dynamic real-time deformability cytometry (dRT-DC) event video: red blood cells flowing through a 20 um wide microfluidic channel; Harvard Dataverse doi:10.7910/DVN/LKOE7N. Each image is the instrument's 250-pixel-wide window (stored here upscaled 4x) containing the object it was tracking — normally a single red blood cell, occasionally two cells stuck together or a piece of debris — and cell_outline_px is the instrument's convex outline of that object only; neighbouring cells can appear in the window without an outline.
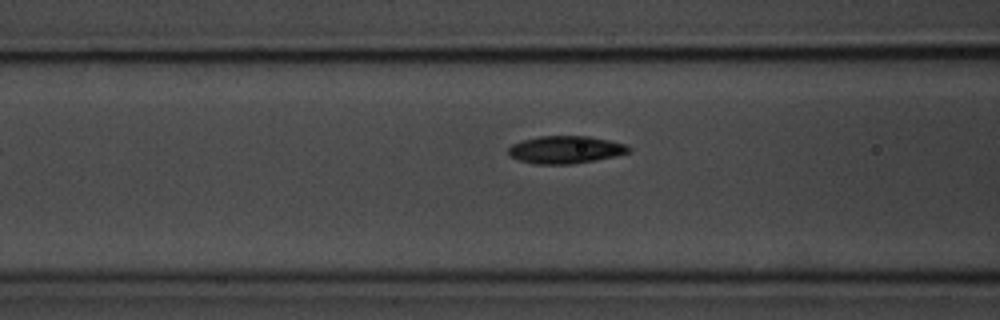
{"species": "common noctule bat (a hibernating species)", "species_latin": "Nyctalus noctula", "temperature_condition": "room temperature", "stored_images_in_passage": 8, "segment_of_instrument_passage": [2, 2], "camera_frame_rate_fps": 3000, "um_per_image_px": 0.085, "animal": {"sex": "male", "body_mass_g": 20.1, "forearm_length_mm": 53.5}, "frame": {"image": 1, "passage_image": 8, "time_ms": 2.333, "image_size_px": [1000, 320], "cell_outline_px": [[632, 152], [616, 156], [596, 160], [572, 164], [532, 164], [508, 156], [508, 148], [512, 144], [524, 140], [540, 136], [588, 136], [608, 140], [624, 144], [632, 148]], "centroid_in_image_um": [48.08, 12.73], "position_along_channel_um": 118.5, "area_um2": 19.42}}